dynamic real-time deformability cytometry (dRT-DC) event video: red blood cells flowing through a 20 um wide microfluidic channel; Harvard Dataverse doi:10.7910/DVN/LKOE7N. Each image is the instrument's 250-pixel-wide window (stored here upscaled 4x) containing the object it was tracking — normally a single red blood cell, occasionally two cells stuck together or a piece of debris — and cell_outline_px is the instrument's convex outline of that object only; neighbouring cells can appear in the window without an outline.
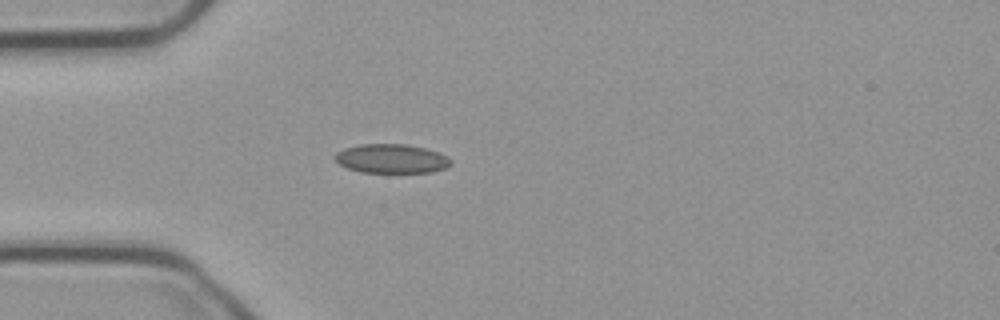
{"species": "common noctule bat (a hibernating species)", "species_latin": "Nyctalus noctula", "temperature_condition": "cold", "stored_images_in_passage": 8, "camera_frame_rate_fps": 3000, "um_per_image_px": 0.085, "animal": {"sex": "male", "body_mass_g": 23.1, "forearm_length_mm": 52.7}, "frame": {"image": 1, "passage_image": 1, "time_ms": 0.0, "image_size_px": [1000, 320], "cell_outline_px": [[452, 164], [448, 168], [432, 172], [360, 172], [348, 168], [340, 164], [332, 156], [336, 152], [344, 148], [360, 144], [408, 144], [424, 148], [448, 156], [452, 160]], "centroid_in_image_um": [33.29, 13.48], "position_along_channel_um": 51.7, "area_um2": 19.77}}
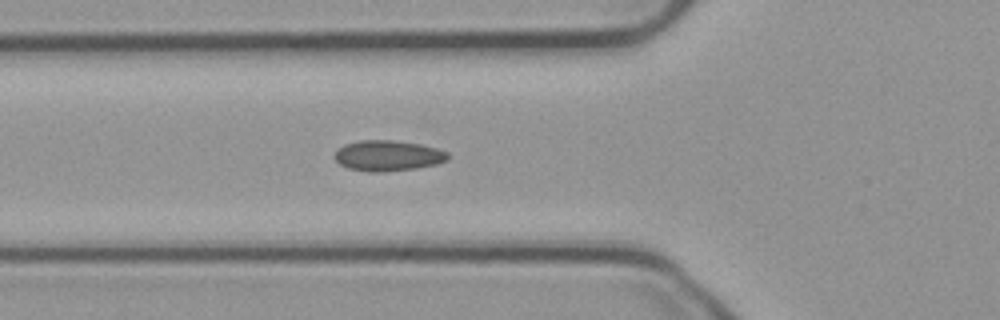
{"frame": {"image": 2, "passage_image": 5, "time_ms": 1.333, "image_size_px": [1000, 320], "cell_outline_px": [[448, 160], [436, 164], [416, 168], [380, 172], [368, 172], [348, 168], [340, 164], [332, 156], [344, 144], [360, 140], [392, 140], [420, 144], [436, 148], [448, 152]], "centroid_in_image_um": [32.96, 13.23], "position_along_channel_um": 92.8, "area_um2": 20.17}}